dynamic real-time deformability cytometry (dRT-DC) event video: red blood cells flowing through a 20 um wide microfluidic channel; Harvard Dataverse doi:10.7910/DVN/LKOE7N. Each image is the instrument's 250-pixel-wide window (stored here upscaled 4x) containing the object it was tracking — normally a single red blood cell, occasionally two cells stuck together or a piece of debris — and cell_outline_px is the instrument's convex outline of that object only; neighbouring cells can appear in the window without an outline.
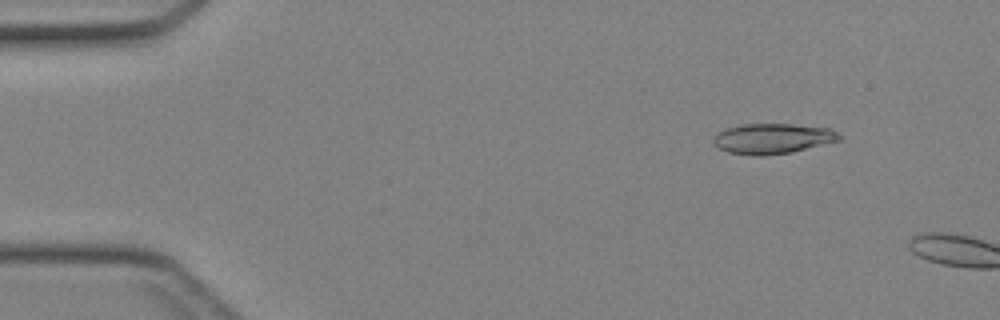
{"species": "Egyptian fruit bat (a non-hibernating species)", "species_latin": "Rousettus aegyptiacus", "temperature_condition": "cold", "stored_images_in_passage": 8, "camera_frame_rate_fps": 3000, "um_per_image_px": 0.085, "animal": {"sex": "female"}, "frame": {"image": 1, "passage_image": 5, "time_ms": 1.333, "image_size_px": [1000, 320], "cell_outline_px": [[844, 136], [840, 140], [792, 152], [764, 156], [756, 156], [728, 152], [712, 144], [712, 140], [724, 128], [744, 124], [792, 124], [832, 128], [840, 132]], "centroid_in_image_um": [65.72, 11.77], "position_along_channel_um": 19.3, "area_um2": 22.43}}